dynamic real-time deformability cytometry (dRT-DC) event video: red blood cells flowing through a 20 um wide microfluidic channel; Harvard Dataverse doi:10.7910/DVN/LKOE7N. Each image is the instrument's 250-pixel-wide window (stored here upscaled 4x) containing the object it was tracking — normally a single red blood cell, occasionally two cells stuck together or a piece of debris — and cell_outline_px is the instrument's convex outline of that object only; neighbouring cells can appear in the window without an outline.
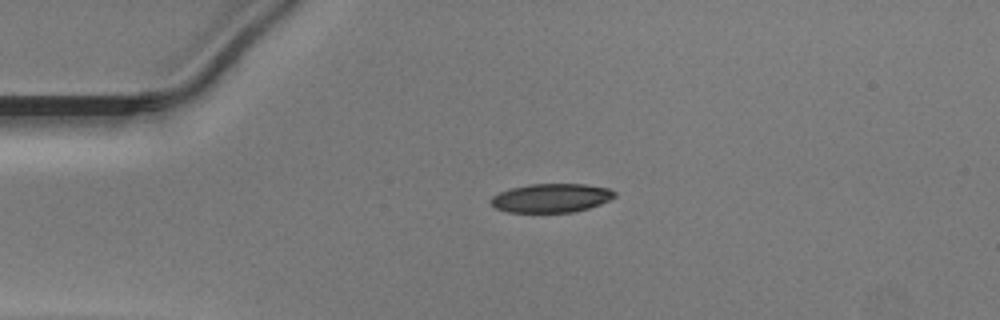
{"species": "Egyptian fruit bat (a non-hibernating species)", "species_latin": "Rousettus aegyptiacus", "temperature_condition": "warm", "stored_images_in_passage": 40, "camera_frame_rate_fps": 3000, "um_per_image_px": 0.085, "animal": {"sex": "male"}, "frame": {"image": 1, "passage_image": 1, "time_ms": 0.0, "image_size_px": [1000, 320], "cell_outline_px": [[616, 196], [600, 204], [588, 208], [572, 212], [508, 212], [496, 208], [488, 200], [492, 196], [500, 192], [512, 188], [528, 184], [584, 184], [608, 188], [616, 192]], "centroid_in_image_um": [46.84, 16.82], "position_along_channel_um": 38.2, "area_um2": 20.69}}
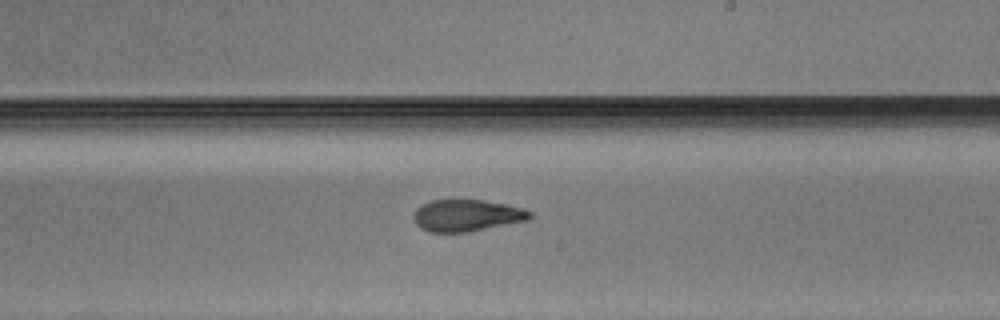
{"frame": {"image": 2, "passage_image": 19, "time_ms": 6.0, "image_size_px": [1000, 320], "cell_outline_px": [[532, 220], [468, 232], [428, 232], [420, 228], [416, 224], [412, 216], [416, 208], [420, 204], [432, 200], [484, 200], [508, 204], [524, 208], [532, 212]], "centroid_in_image_um": [39.71, 18.31], "position_along_channel_um": 249.3, "area_um2": 22.02}}
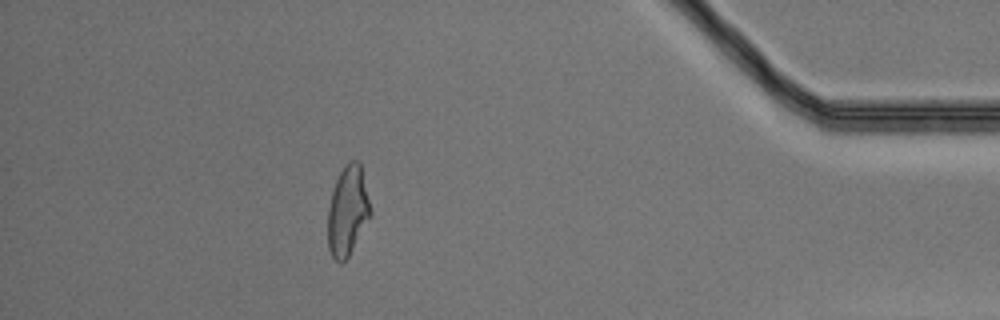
{"frame": {"image": 3, "passage_image": 34, "time_ms": 11.0, "image_size_px": [1000, 320], "cell_outline_px": [[372, 216], [348, 256], [340, 264], [332, 256], [328, 248], [328, 208], [332, 192], [336, 180], [344, 164], [352, 160], [356, 160], [360, 164], [372, 212]], "centroid_in_image_um": [29.55, 17.94], "position_along_channel_um": 405.6, "area_um2": 22.2}}